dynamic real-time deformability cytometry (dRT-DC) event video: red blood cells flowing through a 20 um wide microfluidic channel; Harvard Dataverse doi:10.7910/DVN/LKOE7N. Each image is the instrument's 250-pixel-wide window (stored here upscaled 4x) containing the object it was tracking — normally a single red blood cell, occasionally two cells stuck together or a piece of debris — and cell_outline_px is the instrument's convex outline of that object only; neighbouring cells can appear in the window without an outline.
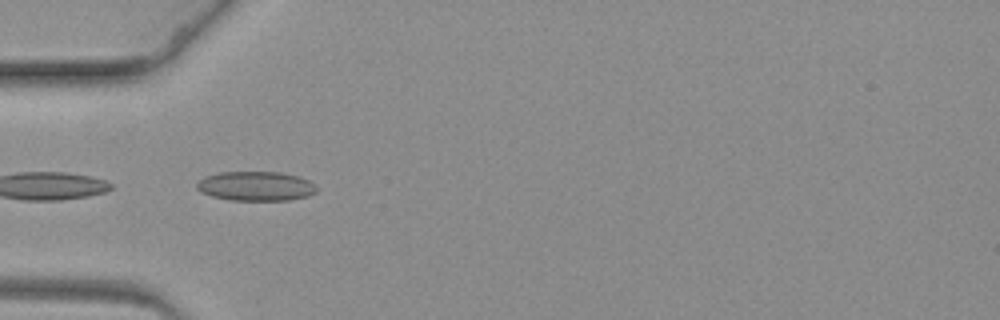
{"species": "common noctule bat (a hibernating species)", "species_latin": "Nyctalus noctula", "temperature_condition": "warm", "stored_images_in_passage": 22, "camera_frame_rate_fps": 3000, "um_per_image_px": 0.085, "animal": {"sex": "female", "body_mass_g": 19.3, "forearm_length_mm": 54.1}, "frame": {"image": 1, "passage_image": 13, "time_ms": 4.0, "image_size_px": [1000, 320], "cell_outline_px": [[316, 192], [308, 196], [288, 200], [228, 200], [212, 196], [200, 192], [196, 188], [196, 184], [200, 180], [208, 176], [220, 172], [280, 172], [296, 176], [308, 180], [316, 188]], "centroid_in_image_um": [21.72, 15.83], "position_along_channel_um": 63.3, "area_um2": 20.35}}